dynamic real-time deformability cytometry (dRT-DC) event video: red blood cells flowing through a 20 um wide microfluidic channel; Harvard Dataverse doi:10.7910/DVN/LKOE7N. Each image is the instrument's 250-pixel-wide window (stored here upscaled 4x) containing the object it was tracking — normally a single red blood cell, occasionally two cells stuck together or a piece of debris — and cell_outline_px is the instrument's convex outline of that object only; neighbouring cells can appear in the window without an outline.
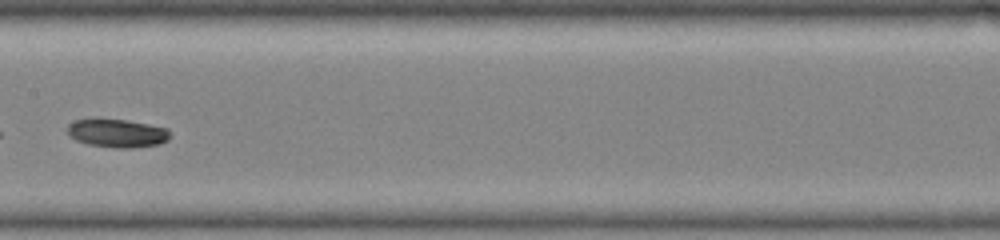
{"species": "common noctule bat (a hibernating species)", "species_latin": "Nyctalus noctula", "temperature_condition": "warm", "stored_images_in_passage": 30, "camera_frame_rate_fps": 3000, "um_per_image_px": 0.085, "animal": {"sex": "female", "body_mass_g": 19.0, "forearm_length_mm": 51.5}, "frame": {"image": 1, "passage_image": 16, "time_ms": 5.0, "image_size_px": [1000, 240], "cell_outline_px": [[172, 136], [168, 140], [160, 144], [132, 148], [116, 148], [88, 144], [76, 140], [68, 136], [68, 124], [76, 120], [96, 116], [100, 116], [148, 124], [168, 128]], "centroid_in_image_um": [9.94, 11.29], "position_along_channel_um": 197.5, "area_um2": 17.57}}
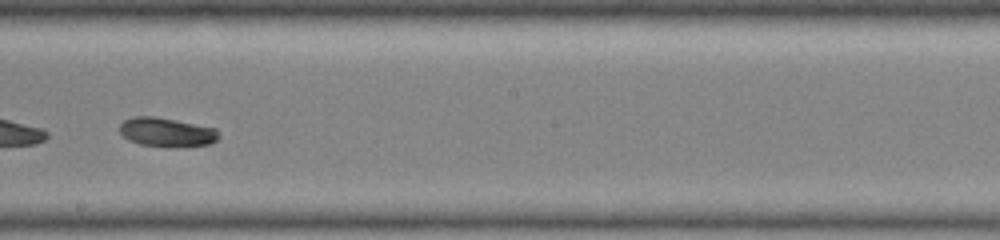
{"frame": {"image": 2, "passage_image": 18, "time_ms": 5.667, "image_size_px": [1000, 240], "cell_outline_px": [[220, 136], [216, 140], [208, 144], [140, 144], [128, 140], [120, 132], [120, 124], [124, 120], [132, 116], [152, 116], [176, 120], [216, 128]], "centroid_in_image_um": [14.12, 11.17], "position_along_channel_um": 234.1, "area_um2": 15.9}}
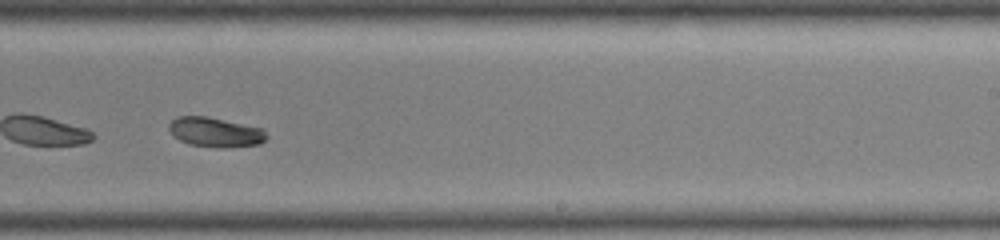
{"frame": {"image": 3, "passage_image": 20, "time_ms": 6.333, "image_size_px": [1000, 240], "cell_outline_px": [[268, 136], [260, 144], [224, 148], [220, 148], [188, 144], [172, 136], [168, 128], [168, 124], [176, 116], [208, 116], [264, 128]], "centroid_in_image_um": [18.3, 11.23], "position_along_channel_um": 270.7, "area_um2": 17.17}}